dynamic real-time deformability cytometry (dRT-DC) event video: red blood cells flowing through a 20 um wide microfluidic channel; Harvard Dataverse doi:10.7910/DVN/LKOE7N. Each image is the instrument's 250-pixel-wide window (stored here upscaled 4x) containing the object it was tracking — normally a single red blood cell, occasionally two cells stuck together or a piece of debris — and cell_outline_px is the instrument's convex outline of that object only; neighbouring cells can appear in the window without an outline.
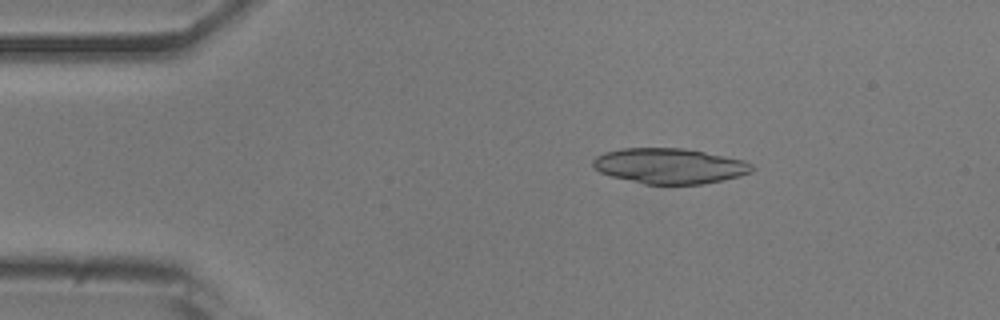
{"species": "common noctule bat (a hibernating species)", "species_latin": "Nyctalus noctula", "temperature_condition": "room temperature", "stored_images_in_passage": 5, "camera_frame_rate_fps": 3000, "um_per_image_px": 0.085, "animal": {"sex": "male", "body_mass_g": 20.5, "forearm_length_mm": 52.5}, "frame": {"image": 1, "passage_image": 3, "time_ms": 2.333, "image_size_px": [1000, 320], "cell_outline_px": [[752, 172], [740, 176], [724, 180], [704, 184], [644, 184], [612, 176], [600, 172], [592, 164], [592, 160], [596, 156], [604, 152], [620, 148], [684, 148], [744, 160], [752, 164]], "centroid_in_image_um": [56.91, 14.1], "position_along_channel_um": 28.1, "area_um2": 32.77}}